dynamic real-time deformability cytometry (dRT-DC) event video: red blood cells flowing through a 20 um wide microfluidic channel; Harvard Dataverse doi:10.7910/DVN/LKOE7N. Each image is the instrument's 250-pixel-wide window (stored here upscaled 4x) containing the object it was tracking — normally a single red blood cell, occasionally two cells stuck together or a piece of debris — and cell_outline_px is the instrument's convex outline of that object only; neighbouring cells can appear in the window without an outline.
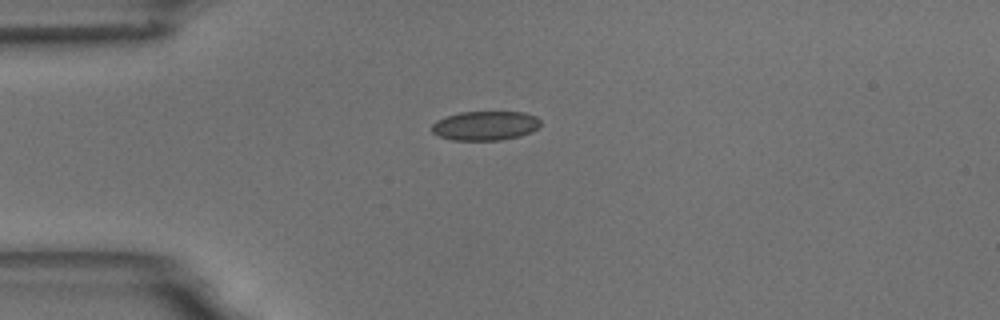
{"species": "common noctule bat (a hibernating species)", "species_latin": "Nyctalus noctula", "temperature_condition": "room temperature", "stored_images_in_passage": 44, "camera_frame_rate_fps": 3000, "um_per_image_px": 0.085, "animal": {"sex": "male", "body_mass_g": 18.8}, "frame": {"image": 1, "passage_image": 1, "time_ms": 0.0, "image_size_px": [1000, 320], "cell_outline_px": [[540, 124], [532, 132], [520, 136], [500, 140], [452, 140], [440, 136], [432, 132], [432, 124], [436, 120], [460, 112], [524, 112], [536, 116], [540, 120]], "centroid_in_image_um": [41.25, 10.68], "position_along_channel_um": 43.7, "area_um2": 18.5}}
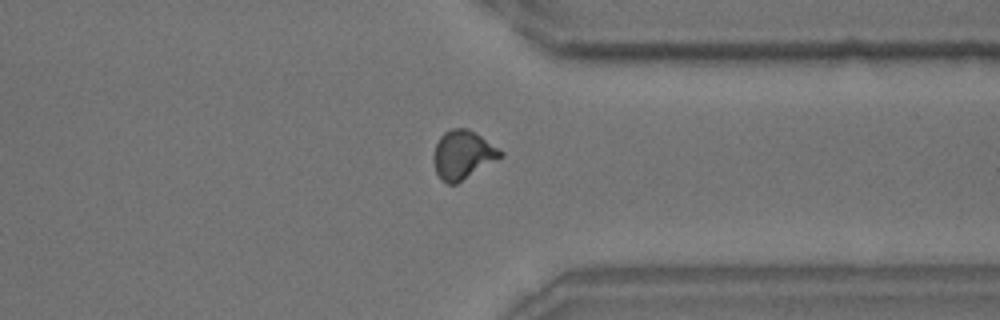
{"frame": {"image": 2, "passage_image": 31, "time_ms": 10.0, "image_size_px": [1000, 320], "cell_outline_px": [[504, 156], [456, 184], [448, 184], [440, 180], [436, 172], [432, 160], [432, 156], [436, 144], [440, 136], [444, 132], [452, 128], [468, 128], [504, 152]], "centroid_in_image_um": [39.31, 13.17], "position_along_channel_um": 372.1, "area_um2": 19.02}}
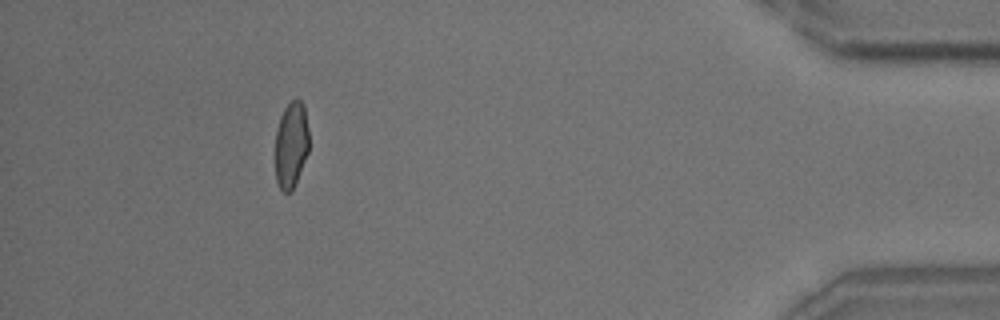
{"frame": {"image": 3, "passage_image": 39, "time_ms": 12.667, "image_size_px": [1000, 320], "cell_outline_px": [[308, 152], [292, 192], [284, 192], [280, 188], [276, 180], [276, 128], [280, 116], [284, 108], [296, 96], [304, 104], [308, 128]], "centroid_in_image_um": [24.75, 12.27], "position_along_channel_um": 410.4, "area_um2": 17.05}, "authors_computed_cell_mechanics": {"area_um2": 18.2648, "velocity_mm_per_s": 3.4987, "shape_relaxation_time_tau1_ms": 6.5417, "shape_relaxation_time_tau2_ms": 1.0221, "deformation_change_tau1": 0.1422, "deformation_change_tau2": 0.0482}}